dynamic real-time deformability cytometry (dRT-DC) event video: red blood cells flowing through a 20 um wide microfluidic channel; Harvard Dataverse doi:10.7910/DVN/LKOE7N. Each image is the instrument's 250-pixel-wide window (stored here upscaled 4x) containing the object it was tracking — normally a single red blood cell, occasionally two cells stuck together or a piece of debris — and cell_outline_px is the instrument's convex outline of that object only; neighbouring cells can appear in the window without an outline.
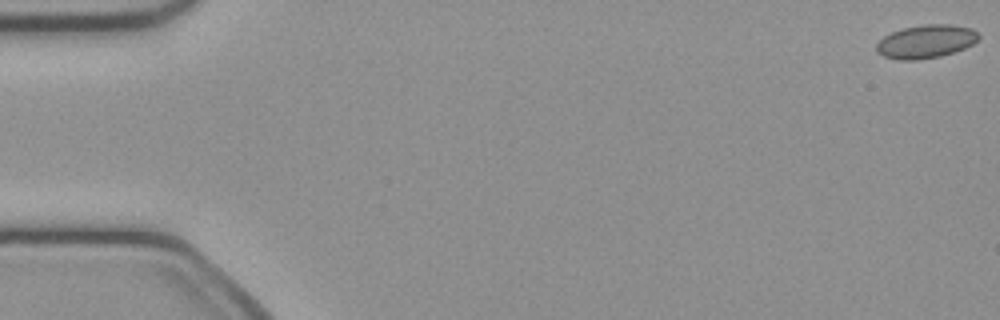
{"species": "common noctule bat (a hibernating species)", "species_latin": "Nyctalus noctula", "temperature_condition": "cold", "stored_images_in_passage": 45, "camera_frame_rate_fps": 3000, "um_per_image_px": 0.085, "animal": {"sex": "female", "body_mass_g": 21.9}, "frame": {"image": 1, "passage_image": 1, "time_ms": 0.0, "image_size_px": [1000, 320], "cell_outline_px": [[980, 36], [972, 44], [964, 48], [940, 56], [916, 60], [900, 60], [884, 56], [876, 52], [876, 44], [884, 36], [900, 28], [924, 24], [952, 24], [972, 28]], "centroid_in_image_um": [78.68, 3.51], "position_along_channel_um": 6.3, "area_um2": 19.83}}
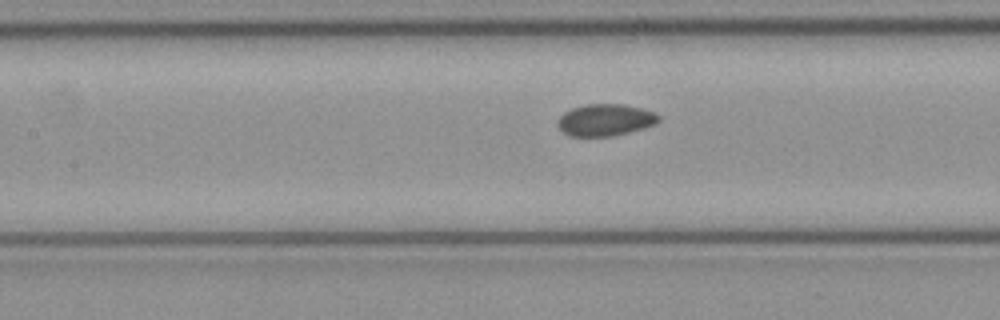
{"frame": {"image": 2, "passage_image": 23, "time_ms": 7.333, "image_size_px": [1000, 320], "cell_outline_px": [[660, 120], [656, 124], [644, 128], [612, 136], [568, 136], [556, 124], [560, 116], [564, 112], [572, 108], [588, 104], [624, 104], [644, 108], [660, 116]], "centroid_in_image_um": [51.46, 10.19], "position_along_channel_um": 155.9, "area_um2": 18.79}}
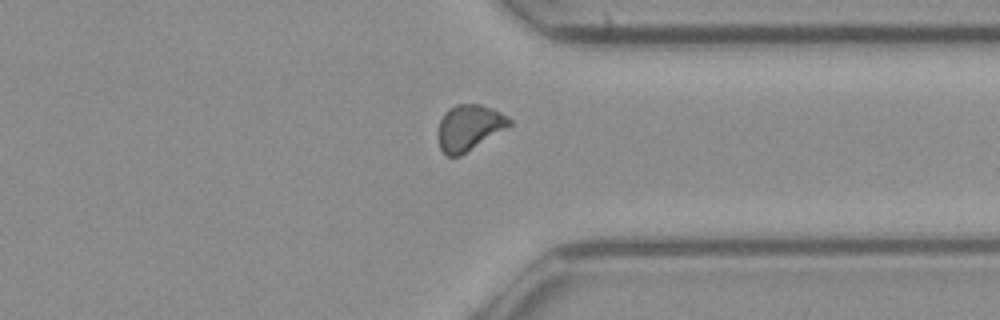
{"frame": {"image": 3, "passage_image": 39, "time_ms": 12.667, "image_size_px": [1000, 320], "cell_outline_px": [[512, 124], [460, 156], [448, 156], [440, 148], [436, 136], [436, 132], [440, 120], [444, 112], [448, 108], [456, 104], [480, 104], [492, 108], [508, 116], [512, 120]], "centroid_in_image_um": [39.83, 10.83], "position_along_channel_um": 371.6, "area_um2": 19.13}, "authors_computed_cell_mechanics": {"area_um2": 18.9584, "velocity_mm_per_s": 4.0809, "shape_relaxation_time_tau1_ms": null, "shape_relaxation_time_tau2_ms": 2.867, "deformation_change_tau1": null, "deformation_change_tau2": 0.0554}}